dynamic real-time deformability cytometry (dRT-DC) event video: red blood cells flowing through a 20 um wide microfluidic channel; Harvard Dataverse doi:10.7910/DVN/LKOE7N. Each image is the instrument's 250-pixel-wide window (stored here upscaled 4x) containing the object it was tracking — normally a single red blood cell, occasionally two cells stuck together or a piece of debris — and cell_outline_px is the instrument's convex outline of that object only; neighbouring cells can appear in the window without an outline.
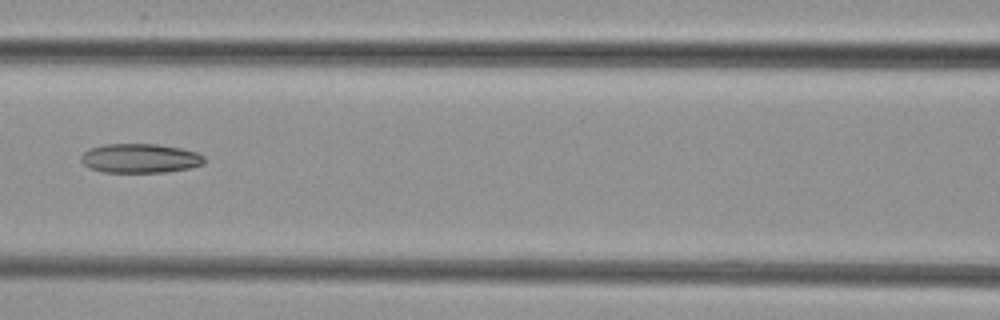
{"species": "common noctule bat (a hibernating species)", "species_latin": "Nyctalus noctula", "temperature_condition": "cold", "stored_images_in_passage": 8, "camera_frame_rate_fps": 3000, "um_per_image_px": 0.085, "animal": {"sex": "female", "body_mass_g": 29.2, "forearm_length_mm": 56.3}, "frame": {"image": 1, "passage_image": 7, "time_ms": 7.0, "image_size_px": [1000, 320], "cell_outline_px": [[204, 164], [188, 168], [168, 172], [104, 172], [88, 168], [80, 160], [80, 156], [88, 148], [104, 144], [156, 144], [180, 148], [196, 152], [204, 156]], "centroid_in_image_um": [11.87, 13.45], "position_along_channel_um": 154.7, "area_um2": 21.1}}
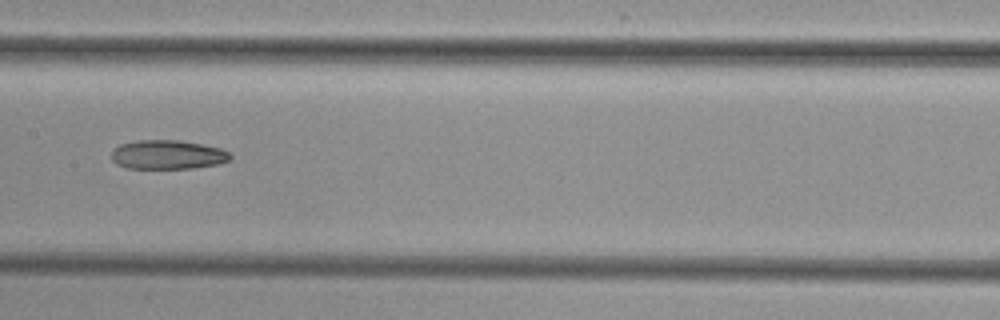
{"frame": {"image": 2, "passage_image": 8, "time_ms": 8.0, "image_size_px": [1000, 320], "cell_outline_px": [[232, 160], [220, 164], [192, 168], [128, 168], [116, 164], [112, 160], [112, 148], [120, 144], [136, 140], [180, 140], [204, 144], [220, 148], [228, 152], [232, 156]], "centroid_in_image_um": [14.27, 13.14], "position_along_channel_um": 193.1, "area_um2": 20.4}}